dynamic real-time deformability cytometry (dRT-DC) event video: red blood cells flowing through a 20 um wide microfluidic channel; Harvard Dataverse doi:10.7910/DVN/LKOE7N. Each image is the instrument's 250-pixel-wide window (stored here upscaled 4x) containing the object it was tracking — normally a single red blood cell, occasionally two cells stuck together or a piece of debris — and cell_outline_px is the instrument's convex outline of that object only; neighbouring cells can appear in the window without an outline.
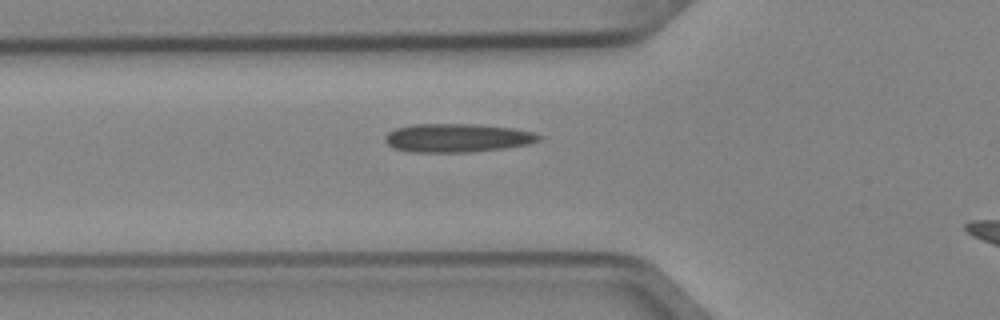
{"species": "Egyptian fruit bat (a non-hibernating species)", "species_latin": "Rousettus aegyptiacus", "temperature_condition": "cold", "stored_images_in_passage": 3, "segment_of_instrument_passage": [1, 2], "camera_frame_rate_fps": 3000, "um_per_image_px": 0.085, "animal": {"sex": "female"}, "frame": {"image": 1, "passage_image": 2, "time_ms": 0.333, "image_size_px": [1000, 320], "cell_outline_px": [[540, 140], [528, 144], [504, 148], [472, 152], [412, 152], [396, 148], [388, 144], [384, 140], [384, 136], [388, 132], [396, 128], [412, 124], [476, 124], [512, 128], [532, 132], [540, 136]], "centroid_in_image_um": [38.84, 11.72], "position_along_channel_um": 87.0, "area_um2": 25.49}}